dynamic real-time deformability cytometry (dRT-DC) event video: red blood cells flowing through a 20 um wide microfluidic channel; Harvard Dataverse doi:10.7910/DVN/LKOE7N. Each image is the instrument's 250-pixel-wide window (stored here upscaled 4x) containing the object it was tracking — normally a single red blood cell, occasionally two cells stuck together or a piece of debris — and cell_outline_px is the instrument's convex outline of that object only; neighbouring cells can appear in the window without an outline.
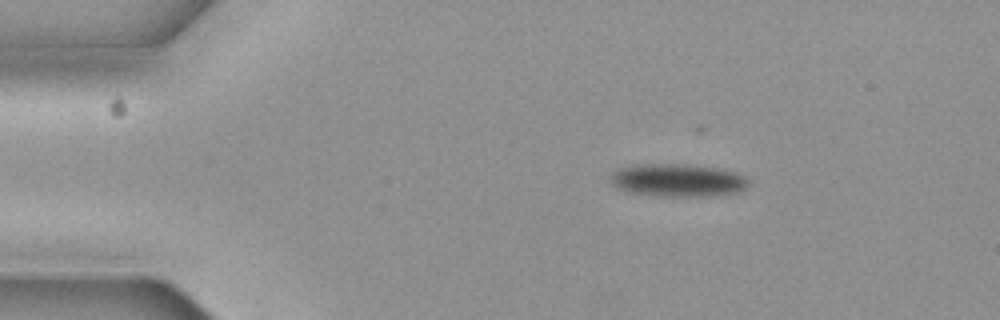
{"species": "common noctule bat (a hibernating species)", "species_latin": "Nyctalus noctula", "temperature_condition": "cold", "stored_images_in_passage": 3, "camera_frame_rate_fps": 3000, "um_per_image_px": 0.085, "animal": {"sex": "female", "body_mass_g": 19.3, "forearm_length_mm": 54.1}, "frame": {"image": 1, "passage_image": 1, "time_ms": 0.0, "image_size_px": [1000, 320], "cell_outline_px": [[752, 180], [748, 188], [736, 192], [720, 196], [660, 196], [632, 192], [620, 188], [612, 184], [612, 172], [620, 168], [636, 164], [684, 164], [716, 168], [736, 172]], "centroid_in_image_um": [57.7, 15.32], "position_along_channel_um": 27.3, "area_um2": 26.47}}